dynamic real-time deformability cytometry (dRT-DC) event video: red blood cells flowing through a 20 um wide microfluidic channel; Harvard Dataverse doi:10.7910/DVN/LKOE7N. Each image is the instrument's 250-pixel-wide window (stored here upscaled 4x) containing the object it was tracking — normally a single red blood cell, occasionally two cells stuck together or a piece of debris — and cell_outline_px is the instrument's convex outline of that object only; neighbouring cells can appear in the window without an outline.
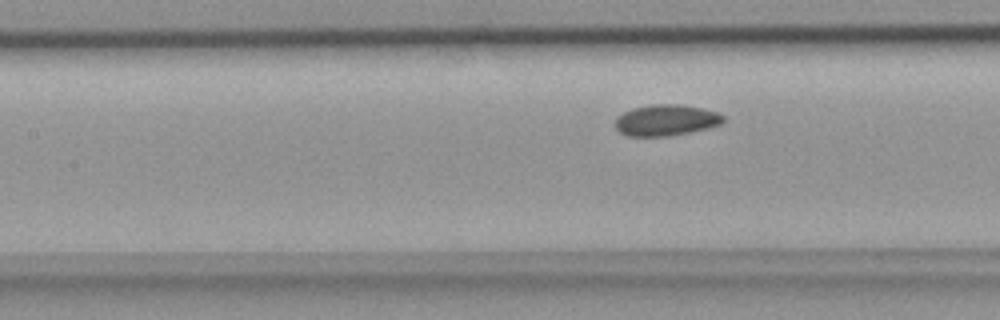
{"species": "common noctule bat (a hibernating species)", "species_latin": "Nyctalus noctula", "temperature_condition": "room temperature", "stored_images_in_passage": 8, "segment_of_instrument_passage": [2, 2], "camera_frame_rate_fps": 3000, "um_per_image_px": 0.085, "animal": {"sex": "female", "body_mass_g": 18.4}, "frame": {"image": 1, "passage_image": 8, "time_ms": 2.333, "image_size_px": [1000, 320], "cell_outline_px": [[724, 120], [720, 124], [708, 128], [668, 136], [628, 136], [620, 132], [616, 128], [616, 116], [632, 108], [652, 104], [680, 104], [704, 108], [716, 112], [724, 116]], "centroid_in_image_um": [56.6, 10.2], "position_along_channel_um": 150.8, "area_um2": 19.59}}